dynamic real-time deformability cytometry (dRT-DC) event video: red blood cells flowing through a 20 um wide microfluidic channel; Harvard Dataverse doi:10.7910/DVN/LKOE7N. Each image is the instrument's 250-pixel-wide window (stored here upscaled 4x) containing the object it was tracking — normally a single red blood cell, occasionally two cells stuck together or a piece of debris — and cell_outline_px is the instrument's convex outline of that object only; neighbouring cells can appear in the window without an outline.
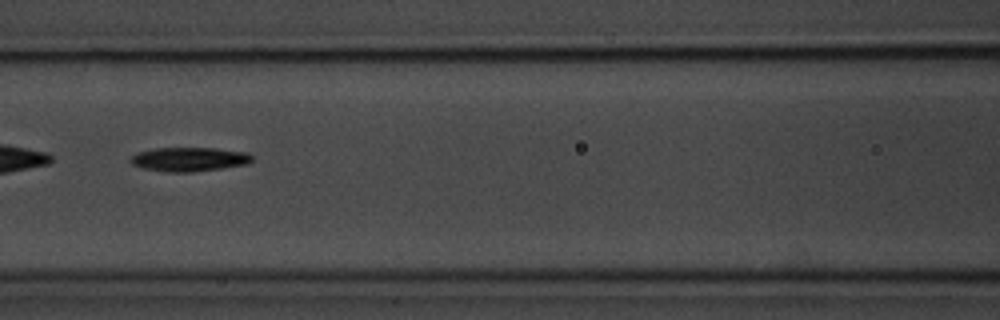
{"species": "common noctule bat (a hibernating species)", "species_latin": "Nyctalus noctula", "temperature_condition": "room temperature", "stored_images_in_passage": 10, "camera_frame_rate_fps": 3000, "um_per_image_px": 0.085, "animal": {"sex": "male", "body_mass_g": 20.1, "forearm_length_mm": 53.5}, "frame": {"image": 1, "passage_image": 6, "time_ms": 6.667, "image_size_px": [1000, 320], "cell_outline_px": [[252, 160], [248, 164], [220, 168], [188, 172], [168, 172], [144, 168], [132, 164], [132, 156], [140, 152], [156, 148], [216, 148], [248, 152], [252, 156]], "centroid_in_image_um": [16.14, 13.53], "position_along_channel_um": 150.5, "area_um2": 16.76}}
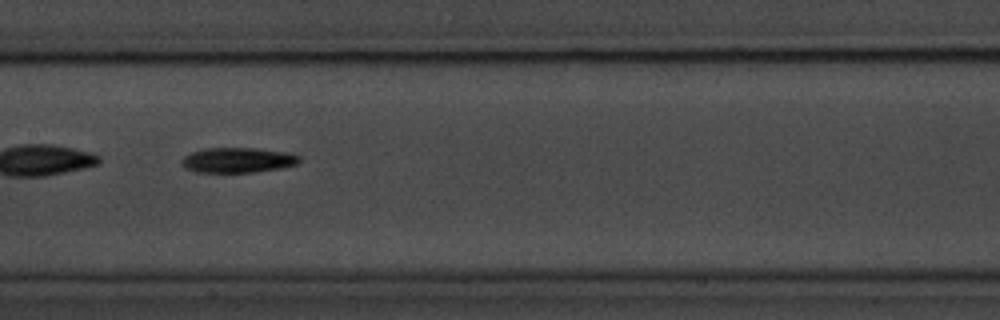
{"frame": {"image": 2, "passage_image": 7, "time_ms": 7.667, "image_size_px": [1000, 320], "cell_outline_px": [[300, 160], [296, 164], [280, 168], [252, 172], [196, 172], [184, 168], [180, 164], [180, 160], [184, 156], [192, 152], [204, 148], [256, 148], [288, 152], [300, 156]], "centroid_in_image_um": [20.17, 13.6], "position_along_channel_um": 187.2, "area_um2": 17.28}}